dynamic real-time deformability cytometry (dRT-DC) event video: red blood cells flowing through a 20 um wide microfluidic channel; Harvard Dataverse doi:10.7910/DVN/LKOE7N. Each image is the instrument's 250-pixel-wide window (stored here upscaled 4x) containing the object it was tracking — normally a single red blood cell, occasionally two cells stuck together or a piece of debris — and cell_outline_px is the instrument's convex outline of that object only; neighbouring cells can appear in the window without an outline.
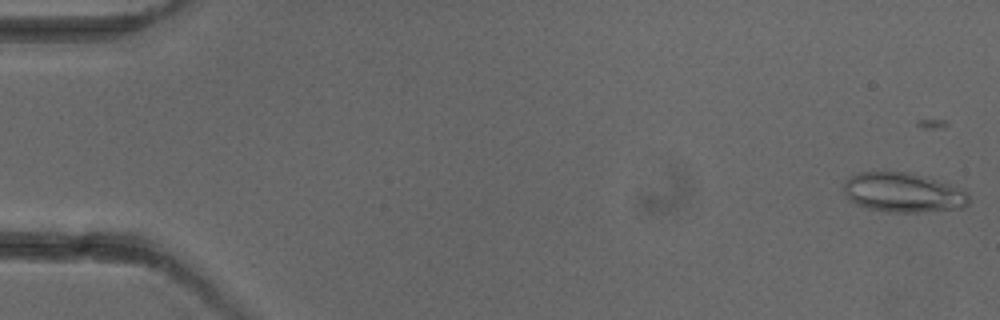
{"species": "common noctule bat (a hibernating species)", "species_latin": "Nyctalus noctula", "temperature_condition": "cold", "stored_images_in_passage": 5, "camera_frame_rate_fps": 3000, "um_per_image_px": 0.085, "animal": {"sex": "female"}, "frame": {"image": 1, "passage_image": 1, "time_ms": 0.0, "image_size_px": [1000, 320], "cell_outline_px": [[968, 204], [964, 208], [916, 212], [884, 212], [864, 208], [848, 200], [844, 192], [844, 180], [848, 176], [856, 172], [908, 172], [924, 176], [964, 188], [968, 192]], "centroid_in_image_um": [76.74, 16.36], "position_along_channel_um": 8.3, "area_um2": 29.36}}